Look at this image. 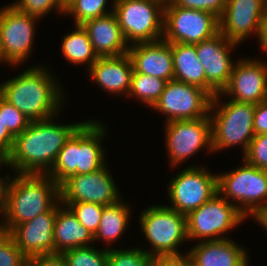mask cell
<instances>
[{
    "mask_svg": "<svg viewBox=\"0 0 267 266\" xmlns=\"http://www.w3.org/2000/svg\"><path fill=\"white\" fill-rule=\"evenodd\" d=\"M236 169L217 172L218 193L249 219L267 207V170L242 159Z\"/></svg>",
    "mask_w": 267,
    "mask_h": 266,
    "instance_id": "8992f818",
    "label": "cell"
},
{
    "mask_svg": "<svg viewBox=\"0 0 267 266\" xmlns=\"http://www.w3.org/2000/svg\"><path fill=\"white\" fill-rule=\"evenodd\" d=\"M60 200L59 185L47 174L14 173L9 181L3 231L31 221L49 211Z\"/></svg>",
    "mask_w": 267,
    "mask_h": 266,
    "instance_id": "277c9868",
    "label": "cell"
},
{
    "mask_svg": "<svg viewBox=\"0 0 267 266\" xmlns=\"http://www.w3.org/2000/svg\"><path fill=\"white\" fill-rule=\"evenodd\" d=\"M107 165L108 163L96 172L76 174L66 179L59 186L60 202L62 204L90 202L107 206L123 199Z\"/></svg>",
    "mask_w": 267,
    "mask_h": 266,
    "instance_id": "9a60e30c",
    "label": "cell"
},
{
    "mask_svg": "<svg viewBox=\"0 0 267 266\" xmlns=\"http://www.w3.org/2000/svg\"><path fill=\"white\" fill-rule=\"evenodd\" d=\"M162 1L164 4L171 2L172 0H159Z\"/></svg>",
    "mask_w": 267,
    "mask_h": 266,
    "instance_id": "c3c4849f",
    "label": "cell"
},
{
    "mask_svg": "<svg viewBox=\"0 0 267 266\" xmlns=\"http://www.w3.org/2000/svg\"><path fill=\"white\" fill-rule=\"evenodd\" d=\"M212 97L203 89L185 82L170 80L153 106L166 122L194 120L209 115Z\"/></svg>",
    "mask_w": 267,
    "mask_h": 266,
    "instance_id": "5bb4252c",
    "label": "cell"
},
{
    "mask_svg": "<svg viewBox=\"0 0 267 266\" xmlns=\"http://www.w3.org/2000/svg\"><path fill=\"white\" fill-rule=\"evenodd\" d=\"M108 266H152V257L139 246L108 249Z\"/></svg>",
    "mask_w": 267,
    "mask_h": 266,
    "instance_id": "4dcf8cb0",
    "label": "cell"
},
{
    "mask_svg": "<svg viewBox=\"0 0 267 266\" xmlns=\"http://www.w3.org/2000/svg\"><path fill=\"white\" fill-rule=\"evenodd\" d=\"M258 224L262 226L264 231L267 232V207H265L254 219H252Z\"/></svg>",
    "mask_w": 267,
    "mask_h": 266,
    "instance_id": "ee69618b",
    "label": "cell"
},
{
    "mask_svg": "<svg viewBox=\"0 0 267 266\" xmlns=\"http://www.w3.org/2000/svg\"><path fill=\"white\" fill-rule=\"evenodd\" d=\"M11 5L17 10L38 19H43L44 16L49 15L53 10L59 16L61 14L63 16L65 11L59 0H14Z\"/></svg>",
    "mask_w": 267,
    "mask_h": 266,
    "instance_id": "d6a6232c",
    "label": "cell"
},
{
    "mask_svg": "<svg viewBox=\"0 0 267 266\" xmlns=\"http://www.w3.org/2000/svg\"><path fill=\"white\" fill-rule=\"evenodd\" d=\"M22 71L0 83V95L30 121L45 120L62 113L67 100L65 90L47 64H33Z\"/></svg>",
    "mask_w": 267,
    "mask_h": 266,
    "instance_id": "7a4b0ae2",
    "label": "cell"
},
{
    "mask_svg": "<svg viewBox=\"0 0 267 266\" xmlns=\"http://www.w3.org/2000/svg\"><path fill=\"white\" fill-rule=\"evenodd\" d=\"M85 71L88 77L106 93L112 96H128L133 73V65L128 54L99 57Z\"/></svg>",
    "mask_w": 267,
    "mask_h": 266,
    "instance_id": "ffe728a7",
    "label": "cell"
},
{
    "mask_svg": "<svg viewBox=\"0 0 267 266\" xmlns=\"http://www.w3.org/2000/svg\"><path fill=\"white\" fill-rule=\"evenodd\" d=\"M63 205L67 206L73 212L83 227H85L93 236L95 235L100 224L104 208L103 205L90 202Z\"/></svg>",
    "mask_w": 267,
    "mask_h": 266,
    "instance_id": "1f68e13d",
    "label": "cell"
},
{
    "mask_svg": "<svg viewBox=\"0 0 267 266\" xmlns=\"http://www.w3.org/2000/svg\"><path fill=\"white\" fill-rule=\"evenodd\" d=\"M60 115L61 113L49 119L31 121L15 137L13 148L5 158L12 170L10 172L47 174L50 171L66 141L86 121L56 123Z\"/></svg>",
    "mask_w": 267,
    "mask_h": 266,
    "instance_id": "6da1fadb",
    "label": "cell"
},
{
    "mask_svg": "<svg viewBox=\"0 0 267 266\" xmlns=\"http://www.w3.org/2000/svg\"><path fill=\"white\" fill-rule=\"evenodd\" d=\"M139 228L150 248L141 247L151 257L181 253L180 246L188 241L186 216L165 205H149L141 209ZM152 248V249H151Z\"/></svg>",
    "mask_w": 267,
    "mask_h": 266,
    "instance_id": "52a82bcc",
    "label": "cell"
},
{
    "mask_svg": "<svg viewBox=\"0 0 267 266\" xmlns=\"http://www.w3.org/2000/svg\"><path fill=\"white\" fill-rule=\"evenodd\" d=\"M167 81L134 72L131 77V86L127 98L136 99L150 109L158 102Z\"/></svg>",
    "mask_w": 267,
    "mask_h": 266,
    "instance_id": "83f0119b",
    "label": "cell"
},
{
    "mask_svg": "<svg viewBox=\"0 0 267 266\" xmlns=\"http://www.w3.org/2000/svg\"><path fill=\"white\" fill-rule=\"evenodd\" d=\"M194 245L188 250L192 266H250L248 250L232 238Z\"/></svg>",
    "mask_w": 267,
    "mask_h": 266,
    "instance_id": "7402d4cb",
    "label": "cell"
},
{
    "mask_svg": "<svg viewBox=\"0 0 267 266\" xmlns=\"http://www.w3.org/2000/svg\"><path fill=\"white\" fill-rule=\"evenodd\" d=\"M15 137L4 127L2 114H0V158H6L14 145Z\"/></svg>",
    "mask_w": 267,
    "mask_h": 266,
    "instance_id": "b9f144b4",
    "label": "cell"
},
{
    "mask_svg": "<svg viewBox=\"0 0 267 266\" xmlns=\"http://www.w3.org/2000/svg\"><path fill=\"white\" fill-rule=\"evenodd\" d=\"M0 266H28V258L7 232L0 234Z\"/></svg>",
    "mask_w": 267,
    "mask_h": 266,
    "instance_id": "e575fe53",
    "label": "cell"
},
{
    "mask_svg": "<svg viewBox=\"0 0 267 266\" xmlns=\"http://www.w3.org/2000/svg\"><path fill=\"white\" fill-rule=\"evenodd\" d=\"M223 100V95L218 93L212 98L209 109L213 152L237 145L243 156L255 136L253 115L256 105Z\"/></svg>",
    "mask_w": 267,
    "mask_h": 266,
    "instance_id": "5b68a950",
    "label": "cell"
},
{
    "mask_svg": "<svg viewBox=\"0 0 267 266\" xmlns=\"http://www.w3.org/2000/svg\"><path fill=\"white\" fill-rule=\"evenodd\" d=\"M108 127L100 119L86 121L70 136L47 175L59 186L76 174L98 171L107 163L102 146Z\"/></svg>",
    "mask_w": 267,
    "mask_h": 266,
    "instance_id": "3957f363",
    "label": "cell"
},
{
    "mask_svg": "<svg viewBox=\"0 0 267 266\" xmlns=\"http://www.w3.org/2000/svg\"><path fill=\"white\" fill-rule=\"evenodd\" d=\"M4 167H9L8 162L5 158H0V171ZM10 172L4 175V177H1L0 174V220L2 216L4 215L6 211V202H7V192L9 187V181H10Z\"/></svg>",
    "mask_w": 267,
    "mask_h": 266,
    "instance_id": "60d3db41",
    "label": "cell"
},
{
    "mask_svg": "<svg viewBox=\"0 0 267 266\" xmlns=\"http://www.w3.org/2000/svg\"><path fill=\"white\" fill-rule=\"evenodd\" d=\"M74 0H59L61 6L65 9L70 3H72Z\"/></svg>",
    "mask_w": 267,
    "mask_h": 266,
    "instance_id": "bcb514c9",
    "label": "cell"
},
{
    "mask_svg": "<svg viewBox=\"0 0 267 266\" xmlns=\"http://www.w3.org/2000/svg\"><path fill=\"white\" fill-rule=\"evenodd\" d=\"M253 130L255 135L267 134V100L255 106Z\"/></svg>",
    "mask_w": 267,
    "mask_h": 266,
    "instance_id": "f35d334b",
    "label": "cell"
},
{
    "mask_svg": "<svg viewBox=\"0 0 267 266\" xmlns=\"http://www.w3.org/2000/svg\"><path fill=\"white\" fill-rule=\"evenodd\" d=\"M98 57L120 56L128 53L127 43L114 12L82 24Z\"/></svg>",
    "mask_w": 267,
    "mask_h": 266,
    "instance_id": "603a6c76",
    "label": "cell"
},
{
    "mask_svg": "<svg viewBox=\"0 0 267 266\" xmlns=\"http://www.w3.org/2000/svg\"><path fill=\"white\" fill-rule=\"evenodd\" d=\"M174 80L185 82L206 91V75L200 63L195 45L171 44Z\"/></svg>",
    "mask_w": 267,
    "mask_h": 266,
    "instance_id": "484cf974",
    "label": "cell"
},
{
    "mask_svg": "<svg viewBox=\"0 0 267 266\" xmlns=\"http://www.w3.org/2000/svg\"><path fill=\"white\" fill-rule=\"evenodd\" d=\"M67 266H108V249L83 246L61 253Z\"/></svg>",
    "mask_w": 267,
    "mask_h": 266,
    "instance_id": "f546056e",
    "label": "cell"
},
{
    "mask_svg": "<svg viewBox=\"0 0 267 266\" xmlns=\"http://www.w3.org/2000/svg\"><path fill=\"white\" fill-rule=\"evenodd\" d=\"M53 238L54 254L94 244V236L80 224L73 212L60 200L57 202Z\"/></svg>",
    "mask_w": 267,
    "mask_h": 266,
    "instance_id": "cb8c5ba5",
    "label": "cell"
},
{
    "mask_svg": "<svg viewBox=\"0 0 267 266\" xmlns=\"http://www.w3.org/2000/svg\"><path fill=\"white\" fill-rule=\"evenodd\" d=\"M258 58L237 59L229 82L221 92L225 99L230 97L236 102L254 105L267 100V61Z\"/></svg>",
    "mask_w": 267,
    "mask_h": 266,
    "instance_id": "e0dca14e",
    "label": "cell"
},
{
    "mask_svg": "<svg viewBox=\"0 0 267 266\" xmlns=\"http://www.w3.org/2000/svg\"><path fill=\"white\" fill-rule=\"evenodd\" d=\"M242 158L259 169L267 170V134L255 135Z\"/></svg>",
    "mask_w": 267,
    "mask_h": 266,
    "instance_id": "d590c367",
    "label": "cell"
},
{
    "mask_svg": "<svg viewBox=\"0 0 267 266\" xmlns=\"http://www.w3.org/2000/svg\"><path fill=\"white\" fill-rule=\"evenodd\" d=\"M4 231H3V227H2V222L0 220V234H2Z\"/></svg>",
    "mask_w": 267,
    "mask_h": 266,
    "instance_id": "7dc6e473",
    "label": "cell"
},
{
    "mask_svg": "<svg viewBox=\"0 0 267 266\" xmlns=\"http://www.w3.org/2000/svg\"><path fill=\"white\" fill-rule=\"evenodd\" d=\"M123 199L112 205L104 206L100 224L94 235V244L103 241L104 249H111V245L122 238L130 225L132 209ZM105 245V246H104Z\"/></svg>",
    "mask_w": 267,
    "mask_h": 266,
    "instance_id": "d4e9b609",
    "label": "cell"
},
{
    "mask_svg": "<svg viewBox=\"0 0 267 266\" xmlns=\"http://www.w3.org/2000/svg\"><path fill=\"white\" fill-rule=\"evenodd\" d=\"M164 3L159 0H114V13L130 45L163 37Z\"/></svg>",
    "mask_w": 267,
    "mask_h": 266,
    "instance_id": "9c48e42d",
    "label": "cell"
},
{
    "mask_svg": "<svg viewBox=\"0 0 267 266\" xmlns=\"http://www.w3.org/2000/svg\"><path fill=\"white\" fill-rule=\"evenodd\" d=\"M74 25V30L62 37L61 54L71 66L73 64L78 66L85 65L88 70L99 57L95 53L83 26Z\"/></svg>",
    "mask_w": 267,
    "mask_h": 266,
    "instance_id": "4316f807",
    "label": "cell"
},
{
    "mask_svg": "<svg viewBox=\"0 0 267 266\" xmlns=\"http://www.w3.org/2000/svg\"><path fill=\"white\" fill-rule=\"evenodd\" d=\"M163 125L164 145L170 168L177 169L202 149L207 154L214 153L209 115L194 120L166 122Z\"/></svg>",
    "mask_w": 267,
    "mask_h": 266,
    "instance_id": "8fae6325",
    "label": "cell"
},
{
    "mask_svg": "<svg viewBox=\"0 0 267 266\" xmlns=\"http://www.w3.org/2000/svg\"><path fill=\"white\" fill-rule=\"evenodd\" d=\"M6 63V64H5ZM9 65V67L11 66V68H16L17 66H13L6 58L5 55L3 53V49H2V44H1V39H0V65Z\"/></svg>",
    "mask_w": 267,
    "mask_h": 266,
    "instance_id": "f6af8a7d",
    "label": "cell"
},
{
    "mask_svg": "<svg viewBox=\"0 0 267 266\" xmlns=\"http://www.w3.org/2000/svg\"><path fill=\"white\" fill-rule=\"evenodd\" d=\"M57 203L47 212L31 221L15 226L9 234L17 247L29 259L34 256L54 254V223Z\"/></svg>",
    "mask_w": 267,
    "mask_h": 266,
    "instance_id": "d6986e66",
    "label": "cell"
},
{
    "mask_svg": "<svg viewBox=\"0 0 267 266\" xmlns=\"http://www.w3.org/2000/svg\"><path fill=\"white\" fill-rule=\"evenodd\" d=\"M133 65V71L167 82L174 80L171 43L161 39L155 42L136 43L129 46L127 53Z\"/></svg>",
    "mask_w": 267,
    "mask_h": 266,
    "instance_id": "44dd1931",
    "label": "cell"
},
{
    "mask_svg": "<svg viewBox=\"0 0 267 266\" xmlns=\"http://www.w3.org/2000/svg\"><path fill=\"white\" fill-rule=\"evenodd\" d=\"M0 114L4 127L16 137L20 135L31 123V121L14 105L10 104L0 95Z\"/></svg>",
    "mask_w": 267,
    "mask_h": 266,
    "instance_id": "836d02e7",
    "label": "cell"
},
{
    "mask_svg": "<svg viewBox=\"0 0 267 266\" xmlns=\"http://www.w3.org/2000/svg\"><path fill=\"white\" fill-rule=\"evenodd\" d=\"M246 220L247 217L235 205L217 193L186 216L188 242L229 239L227 233L242 226Z\"/></svg>",
    "mask_w": 267,
    "mask_h": 266,
    "instance_id": "ba28073f",
    "label": "cell"
},
{
    "mask_svg": "<svg viewBox=\"0 0 267 266\" xmlns=\"http://www.w3.org/2000/svg\"><path fill=\"white\" fill-rule=\"evenodd\" d=\"M171 2L178 7L210 12L218 19L227 4V0H172Z\"/></svg>",
    "mask_w": 267,
    "mask_h": 266,
    "instance_id": "8d00e7d4",
    "label": "cell"
},
{
    "mask_svg": "<svg viewBox=\"0 0 267 266\" xmlns=\"http://www.w3.org/2000/svg\"><path fill=\"white\" fill-rule=\"evenodd\" d=\"M38 21L40 19L17 10L11 4L0 7L2 49L5 58L13 66L19 68L32 55Z\"/></svg>",
    "mask_w": 267,
    "mask_h": 266,
    "instance_id": "4fadbf2b",
    "label": "cell"
},
{
    "mask_svg": "<svg viewBox=\"0 0 267 266\" xmlns=\"http://www.w3.org/2000/svg\"><path fill=\"white\" fill-rule=\"evenodd\" d=\"M258 45L261 47L263 53L267 55V9L263 13V16L260 21L259 31L257 35Z\"/></svg>",
    "mask_w": 267,
    "mask_h": 266,
    "instance_id": "7bdbcfd3",
    "label": "cell"
},
{
    "mask_svg": "<svg viewBox=\"0 0 267 266\" xmlns=\"http://www.w3.org/2000/svg\"><path fill=\"white\" fill-rule=\"evenodd\" d=\"M166 206L187 216L218 193V178L205 165L187 166L170 178Z\"/></svg>",
    "mask_w": 267,
    "mask_h": 266,
    "instance_id": "30bf717a",
    "label": "cell"
},
{
    "mask_svg": "<svg viewBox=\"0 0 267 266\" xmlns=\"http://www.w3.org/2000/svg\"><path fill=\"white\" fill-rule=\"evenodd\" d=\"M219 32L218 18L207 11L164 5L163 37L167 43L195 45Z\"/></svg>",
    "mask_w": 267,
    "mask_h": 266,
    "instance_id": "7c38bea8",
    "label": "cell"
},
{
    "mask_svg": "<svg viewBox=\"0 0 267 266\" xmlns=\"http://www.w3.org/2000/svg\"><path fill=\"white\" fill-rule=\"evenodd\" d=\"M28 266H67L62 254H45L28 259Z\"/></svg>",
    "mask_w": 267,
    "mask_h": 266,
    "instance_id": "ab89813d",
    "label": "cell"
},
{
    "mask_svg": "<svg viewBox=\"0 0 267 266\" xmlns=\"http://www.w3.org/2000/svg\"><path fill=\"white\" fill-rule=\"evenodd\" d=\"M152 266H192L188 249L178 254H161L152 257Z\"/></svg>",
    "mask_w": 267,
    "mask_h": 266,
    "instance_id": "74e56055",
    "label": "cell"
},
{
    "mask_svg": "<svg viewBox=\"0 0 267 266\" xmlns=\"http://www.w3.org/2000/svg\"><path fill=\"white\" fill-rule=\"evenodd\" d=\"M108 2L109 0H74L65 8L64 16H71L74 19L73 23L82 25L88 20L112 13L114 11V0L111 2L110 10L106 7Z\"/></svg>",
    "mask_w": 267,
    "mask_h": 266,
    "instance_id": "f1b7e54d",
    "label": "cell"
},
{
    "mask_svg": "<svg viewBox=\"0 0 267 266\" xmlns=\"http://www.w3.org/2000/svg\"><path fill=\"white\" fill-rule=\"evenodd\" d=\"M239 44L228 40L221 32L195 44L196 53L206 75V92L213 98L227 86L237 61L231 56ZM234 59V60H233Z\"/></svg>",
    "mask_w": 267,
    "mask_h": 266,
    "instance_id": "2e32d148",
    "label": "cell"
},
{
    "mask_svg": "<svg viewBox=\"0 0 267 266\" xmlns=\"http://www.w3.org/2000/svg\"><path fill=\"white\" fill-rule=\"evenodd\" d=\"M266 0H227L219 17V32L228 40L242 44L253 35L257 37Z\"/></svg>",
    "mask_w": 267,
    "mask_h": 266,
    "instance_id": "ac0fdd59",
    "label": "cell"
}]
</instances>
